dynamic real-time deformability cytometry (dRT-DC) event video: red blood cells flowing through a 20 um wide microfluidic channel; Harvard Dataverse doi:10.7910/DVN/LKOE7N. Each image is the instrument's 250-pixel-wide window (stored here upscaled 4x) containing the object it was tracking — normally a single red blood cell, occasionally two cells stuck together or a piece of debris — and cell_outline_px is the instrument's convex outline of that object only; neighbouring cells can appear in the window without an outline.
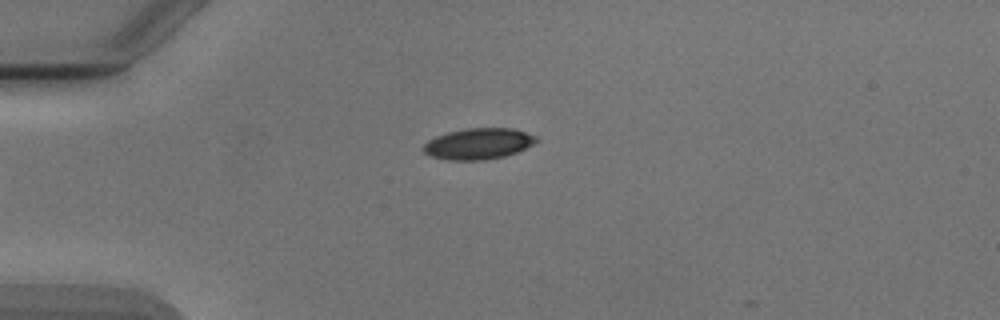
{"species": "Egyptian fruit bat (a non-hibernating species)", "species_latin": "Rousettus aegyptiacus", "temperature_condition": "cold", "stored_images_in_passage": 4, "camera_frame_rate_fps": 3000, "um_per_image_px": 0.085, "animal": {"sex": "male"}, "frame": {"image": 1, "passage_image": 4, "time_ms": 3.667, "image_size_px": [1000, 320], "cell_outline_px": [[536, 140], [532, 144], [516, 152], [504, 156], [484, 160], [448, 160], [432, 156], [424, 152], [424, 144], [428, 140], [436, 136], [448, 132], [468, 128], [512, 128], [536, 136]], "centroid_in_image_um": [40.63, 12.22], "position_along_channel_um": 44.4, "area_um2": 20.11}}